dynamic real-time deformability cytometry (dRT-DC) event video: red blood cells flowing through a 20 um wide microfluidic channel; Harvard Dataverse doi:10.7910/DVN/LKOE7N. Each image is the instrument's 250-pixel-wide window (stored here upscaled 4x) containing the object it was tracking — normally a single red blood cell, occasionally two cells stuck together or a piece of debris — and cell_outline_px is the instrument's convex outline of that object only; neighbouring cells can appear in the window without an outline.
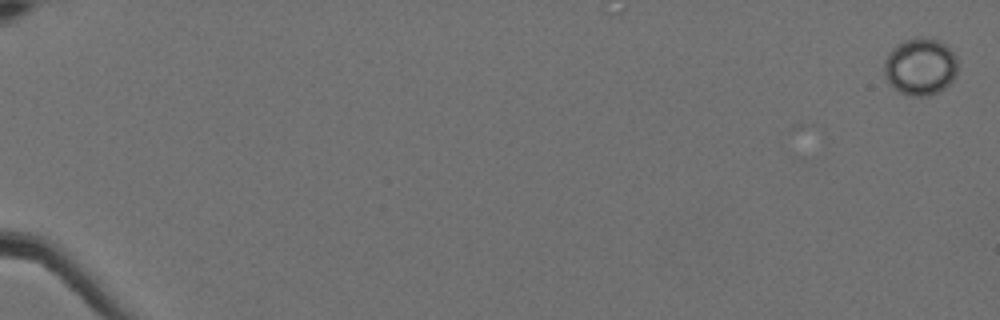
{"species": "Egyptian fruit bat (a non-hibernating species)", "species_latin": "Rousettus aegyptiacus", "temperature_condition": "cold", "stored_images_in_passage": 10, "camera_frame_rate_fps": 3000, "um_per_image_px": 0.085, "animal": {"sex": "female"}, "frame": {"image": 1, "passage_image": 1, "time_ms": 0.0, "image_size_px": [1000, 320], "cell_outline_px": [[956, 72], [952, 80], [940, 92], [928, 96], [912, 96], [900, 92], [892, 88], [884, 72], [884, 64], [888, 52], [896, 44], [904, 40], [916, 36], [924, 36], [936, 40], [944, 44], [956, 56]], "centroid_in_image_um": [78.2, 5.65], "position_along_channel_um": 6.8, "area_um2": 24.57}}